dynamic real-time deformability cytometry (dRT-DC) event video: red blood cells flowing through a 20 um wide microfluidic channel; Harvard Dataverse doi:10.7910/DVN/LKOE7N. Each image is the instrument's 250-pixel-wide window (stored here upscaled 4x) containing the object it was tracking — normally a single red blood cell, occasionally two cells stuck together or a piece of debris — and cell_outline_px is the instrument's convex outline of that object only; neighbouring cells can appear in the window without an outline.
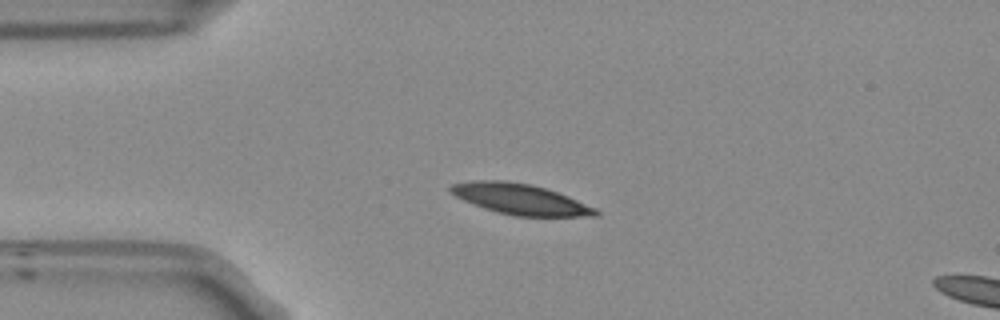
{"species": "Egyptian fruit bat (a non-hibernating species)", "species_latin": "Rousettus aegyptiacus", "temperature_condition": "room temperature", "stored_images_in_passage": 15, "camera_frame_rate_fps": 3000, "um_per_image_px": 0.085, "frame": {"image": 1, "passage_image": 11, "time_ms": 3.333, "image_size_px": [1000, 320], "cell_outline_px": [[600, 216], [512, 216], [496, 212], [484, 208], [464, 200], [448, 192], [448, 188], [452, 184], [468, 180], [508, 180], [532, 184], [568, 196], [596, 208], [600, 212]], "centroid_in_image_um": [44.19, 16.92], "position_along_channel_um": 40.8, "area_um2": 26.07}}